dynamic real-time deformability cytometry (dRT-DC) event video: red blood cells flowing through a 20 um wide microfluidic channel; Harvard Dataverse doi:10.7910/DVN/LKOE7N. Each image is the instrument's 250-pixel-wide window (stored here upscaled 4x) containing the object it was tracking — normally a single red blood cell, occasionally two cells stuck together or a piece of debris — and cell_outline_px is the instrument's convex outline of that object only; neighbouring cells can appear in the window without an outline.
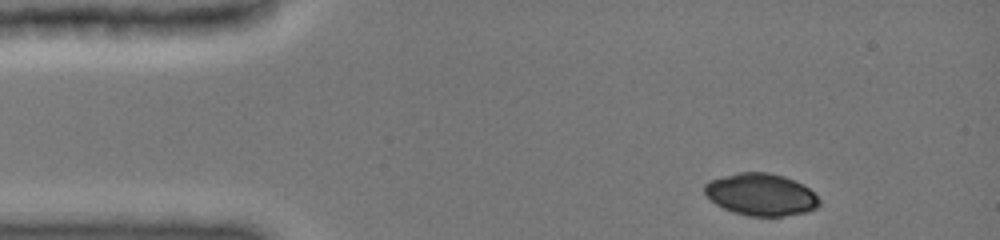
{"species": "common noctule bat (a hibernating species)", "species_latin": "Nyctalus noctula", "temperature_condition": "cold", "stored_images_in_passage": 6, "camera_frame_rate_fps": 3000, "um_per_image_px": 0.085, "animal": {"sex": "female", "body_mass_g": 19.0, "forearm_length_mm": 51.5}, "frame": {"image": 1, "passage_image": 1, "time_ms": 0.0, "image_size_px": [1000, 240], "cell_outline_px": [[820, 204], [816, 208], [808, 212], [780, 216], [748, 216], [732, 212], [716, 204], [704, 192], [704, 184], [708, 180], [736, 172], [768, 172], [784, 176], [808, 188], [820, 200]], "centroid_in_image_um": [64.65, 16.53], "position_along_channel_um": 20.3, "area_um2": 28.15}}
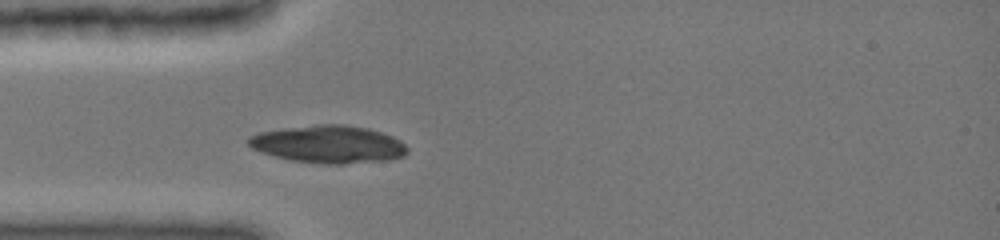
{"frame": {"image": 2, "passage_image": 6, "time_ms": 2.667, "image_size_px": [1000, 240], "cell_outline_px": [[408, 152], [404, 156], [388, 160], [344, 164], [324, 164], [292, 160], [276, 156], [252, 148], [248, 144], [248, 136], [260, 132], [284, 128], [316, 124], [344, 124], [368, 128], [392, 136], [400, 140], [408, 148]], "centroid_in_image_um": [27.95, 12.26], "position_along_channel_um": 57.0, "area_um2": 34.8}}